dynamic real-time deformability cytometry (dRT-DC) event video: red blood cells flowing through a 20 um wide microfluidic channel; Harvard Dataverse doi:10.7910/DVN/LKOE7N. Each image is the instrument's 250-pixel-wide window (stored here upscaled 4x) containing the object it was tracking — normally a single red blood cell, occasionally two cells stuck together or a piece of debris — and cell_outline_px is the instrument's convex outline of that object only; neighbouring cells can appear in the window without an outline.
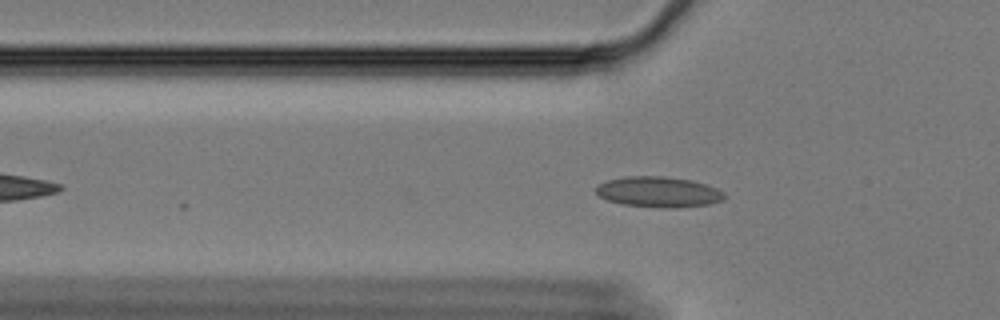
{"species": "Egyptian fruit bat (a non-hibernating species)", "species_latin": "Rousettus aegyptiacus", "temperature_condition": "cold", "stored_images_in_passage": 6, "camera_frame_rate_fps": 3000, "um_per_image_px": 0.085, "animal": {"sex": "female"}, "frame": {"image": 1, "passage_image": 3, "time_ms": 0.667, "image_size_px": [1000, 320], "cell_outline_px": [[728, 196], [724, 200], [708, 204], [676, 208], [660, 208], [620, 204], [608, 200], [600, 196], [596, 192], [596, 188], [600, 184], [608, 180], [624, 176], [664, 176], [692, 180], [716, 188], [724, 192]], "centroid_in_image_um": [56.01, 16.32], "position_along_channel_um": 69.8, "area_um2": 23.0}}